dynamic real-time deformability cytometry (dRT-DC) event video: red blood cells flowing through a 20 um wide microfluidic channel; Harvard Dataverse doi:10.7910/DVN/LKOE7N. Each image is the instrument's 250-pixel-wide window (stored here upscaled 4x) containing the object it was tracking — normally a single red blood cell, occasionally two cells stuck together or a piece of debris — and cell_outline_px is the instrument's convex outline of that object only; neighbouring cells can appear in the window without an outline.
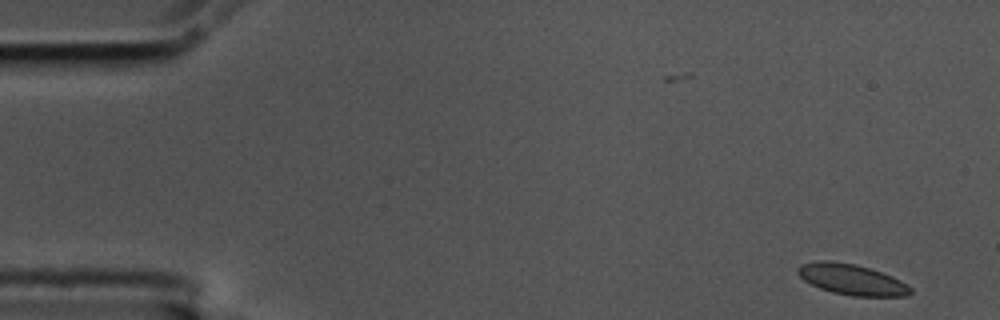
{"species": "common noctule bat (a hibernating species)", "species_latin": "Nyctalus noctula", "temperature_condition": "cold", "stored_images_in_passage": 6, "segment_of_instrument_passage": [2, 2], "camera_frame_rate_fps": 3000, "um_per_image_px": 0.085, "animal": {"sex": "male", "body_mass_g": 17.5, "forearm_length_mm": 52.3}, "frame": {"image": 1, "passage_image": 6, "time_ms": 1.667, "image_size_px": [1000, 320], "cell_outline_px": [[912, 292], [908, 296], [852, 296], [832, 292], [820, 288], [804, 280], [796, 272], [796, 268], [800, 264], [820, 260], [828, 260], [856, 264], [892, 276], [908, 284], [912, 288]], "centroid_in_image_um": [72.4, 23.75], "position_along_channel_um": 12.6, "area_um2": 20.23}}